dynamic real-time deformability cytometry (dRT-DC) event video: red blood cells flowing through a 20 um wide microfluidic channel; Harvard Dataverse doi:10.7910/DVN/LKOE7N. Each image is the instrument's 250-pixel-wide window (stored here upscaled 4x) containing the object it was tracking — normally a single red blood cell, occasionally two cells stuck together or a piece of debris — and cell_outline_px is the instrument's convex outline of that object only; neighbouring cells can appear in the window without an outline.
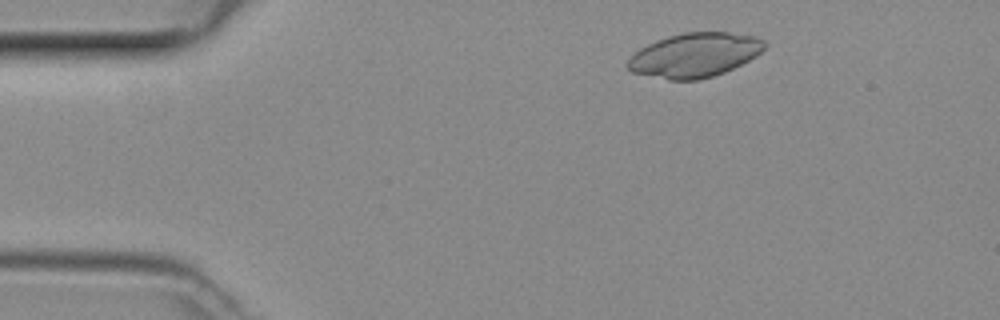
{"species": "common noctule bat (a hibernating species)", "species_latin": "Nyctalus noctula", "temperature_condition": "room temperature", "stored_images_in_passage": 45, "camera_frame_rate_fps": 3000, "um_per_image_px": 0.085, "animal": {"sex": "female", "body_mass_g": 29.2, "forearm_length_mm": 56.3}, "frame": {"image": 1, "passage_image": 4, "time_ms": 1.0, "image_size_px": [1000, 320], "cell_outline_px": [[768, 44], [756, 56], [724, 72], [712, 76], [696, 80], [668, 80], [632, 72], [624, 64], [640, 48], [656, 40], [668, 36], [684, 32], [728, 32], [756, 36], [764, 40]], "centroid_in_image_um": [59.04, 4.67], "position_along_channel_um": 26.0, "area_um2": 35.2}}
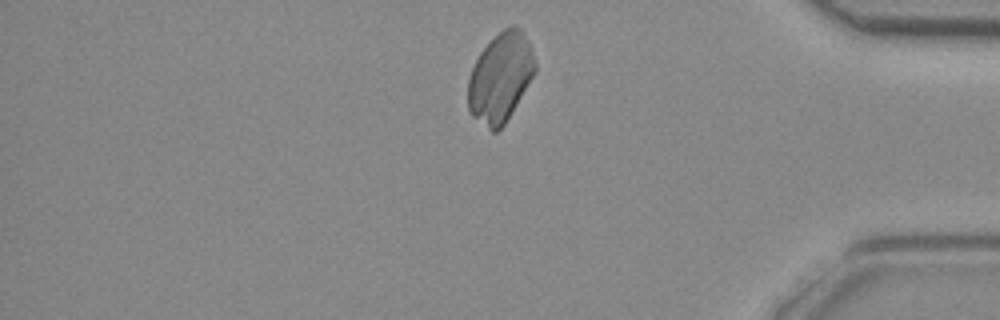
{"frame": {"image": 2, "passage_image": 37, "time_ms": 12.0, "image_size_px": [1000, 320], "cell_outline_px": [[536, 72], [504, 124], [496, 132], [492, 132], [472, 116], [468, 108], [468, 80], [472, 68], [480, 52], [504, 28], [512, 24], [516, 24], [520, 28], [528, 40], [536, 64]], "centroid_in_image_um": [42.54, 6.58], "position_along_channel_um": 392.7, "area_um2": 34.56}}
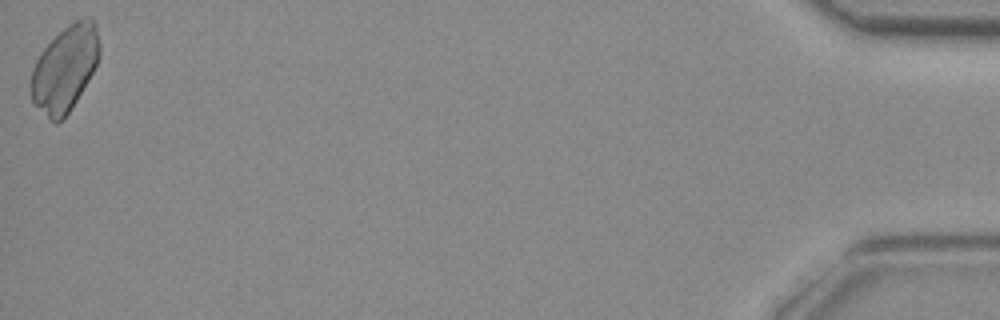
{"frame": {"image": 3, "passage_image": 45, "time_ms": 14.667, "image_size_px": [1000, 320], "cell_outline_px": [[100, 56], [88, 80], [76, 100], [68, 112], [56, 124], [48, 120], [32, 100], [32, 68], [40, 52], [64, 28], [76, 20], [92, 16], [96, 24], [100, 44]], "centroid_in_image_um": [5.54, 5.8], "position_along_channel_um": 429.7, "area_um2": 33.7}}